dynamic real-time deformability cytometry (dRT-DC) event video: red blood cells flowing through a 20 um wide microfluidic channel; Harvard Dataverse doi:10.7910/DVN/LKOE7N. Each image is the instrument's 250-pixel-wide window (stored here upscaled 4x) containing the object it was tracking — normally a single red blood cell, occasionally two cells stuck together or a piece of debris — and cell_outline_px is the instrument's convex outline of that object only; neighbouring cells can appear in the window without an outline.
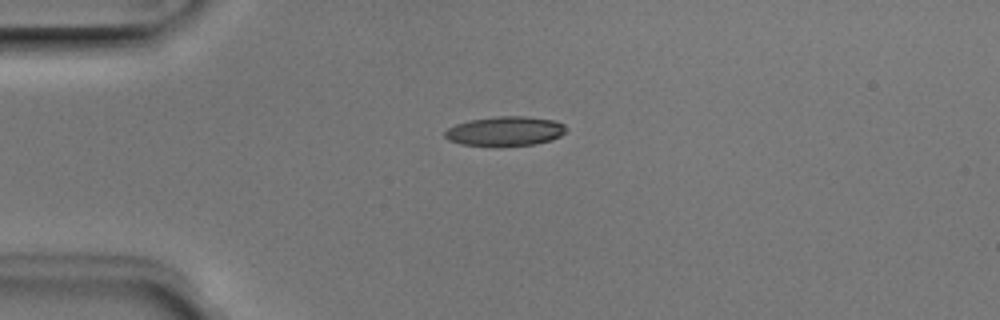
{"species": "Egyptian fruit bat (a non-hibernating species)", "species_latin": "Rousettus aegyptiacus", "temperature_condition": "room temperature", "stored_images_in_passage": 1, "camera_frame_rate_fps": 3000, "um_per_image_px": 0.085, "animal": {"sex": "male"}, "frame": {"image": 1, "passage_image": 1, "time_ms": 0.0, "image_size_px": [1000, 320], "cell_outline_px": [[568, 128], [560, 136], [536, 144], [496, 148], [460, 144], [448, 140], [444, 136], [444, 132], [448, 128], [456, 124], [468, 120], [496, 116], [524, 116], [556, 120], [564, 124]], "centroid_in_image_um": [42.91, 11.17], "position_along_channel_um": 42.1, "area_um2": 21.44}}